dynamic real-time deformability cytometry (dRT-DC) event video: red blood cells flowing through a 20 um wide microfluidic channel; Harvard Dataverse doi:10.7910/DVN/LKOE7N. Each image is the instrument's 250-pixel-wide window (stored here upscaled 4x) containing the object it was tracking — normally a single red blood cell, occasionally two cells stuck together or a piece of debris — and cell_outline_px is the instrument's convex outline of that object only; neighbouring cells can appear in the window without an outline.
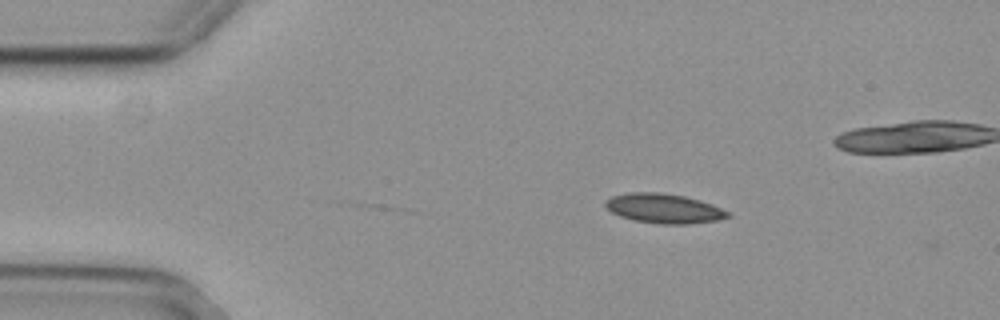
{"species": "common noctule bat (a hibernating species)", "species_latin": "Nyctalus noctula", "temperature_condition": "cold", "stored_images_in_passage": 5, "camera_frame_rate_fps": 3000, "um_per_image_px": 0.085, "animal": {"sex": "female", "body_mass_g": 29.2, "forearm_length_mm": 56.3}, "frame": {"image": 1, "passage_image": 1, "time_ms": 0.0, "image_size_px": [1000, 320], "cell_outline_px": [[732, 216], [720, 220], [688, 224], [660, 224], [632, 220], [620, 216], [612, 212], [604, 204], [604, 200], [612, 196], [632, 192], [656, 192], [684, 196], [700, 200], [712, 204], [728, 212]], "centroid_in_image_um": [56.44, 17.72], "position_along_channel_um": 28.6, "area_um2": 21.1}}